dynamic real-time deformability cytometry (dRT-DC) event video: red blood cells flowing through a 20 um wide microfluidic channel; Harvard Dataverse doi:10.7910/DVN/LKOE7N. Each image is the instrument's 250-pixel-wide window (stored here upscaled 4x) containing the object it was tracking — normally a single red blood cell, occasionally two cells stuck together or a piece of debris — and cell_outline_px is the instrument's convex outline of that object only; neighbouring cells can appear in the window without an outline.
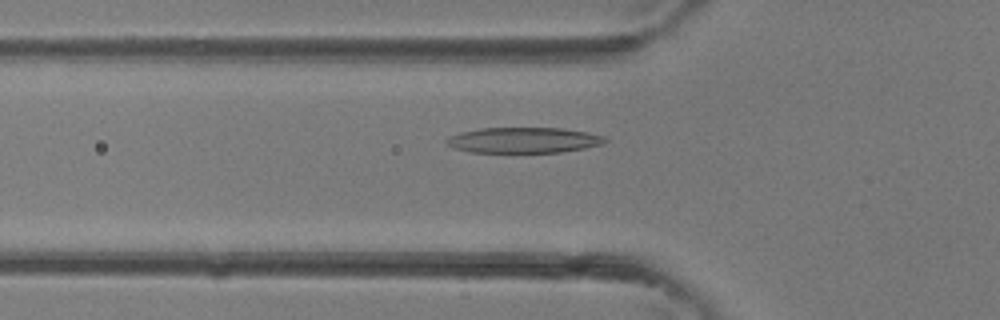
{"species": "common noctule bat (a hibernating species)", "species_latin": "Nyctalus noctula", "temperature_condition": "room temperature", "stored_images_in_passage": 36, "camera_frame_rate_fps": 3000, "um_per_image_px": 0.085, "animal": {"sex": "female"}, "frame": {"image": 1, "passage_image": 11, "time_ms": 3.333, "image_size_px": [1000, 320], "cell_outline_px": [[608, 140], [604, 144], [584, 148], [560, 152], [472, 152], [452, 148], [444, 140], [448, 136], [460, 132], [480, 128], [564, 128], [588, 132], [604, 136]], "centroid_in_image_um": [44.5, 11.91], "position_along_channel_um": 81.3, "area_um2": 23.76}}
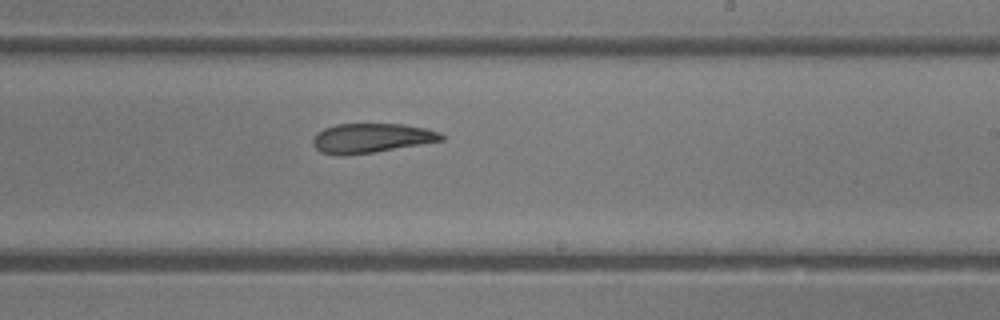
{"frame": {"image": 2, "passage_image": 21, "time_ms": 6.667, "image_size_px": [1000, 320], "cell_outline_px": [[444, 140], [372, 152], [344, 156], [340, 156], [320, 152], [312, 144], [312, 140], [316, 132], [324, 128], [336, 124], [404, 124], [424, 128], [440, 132], [444, 136]], "centroid_in_image_um": [31.51, 11.73], "position_along_channel_um": 257.5, "area_um2": 22.02}}
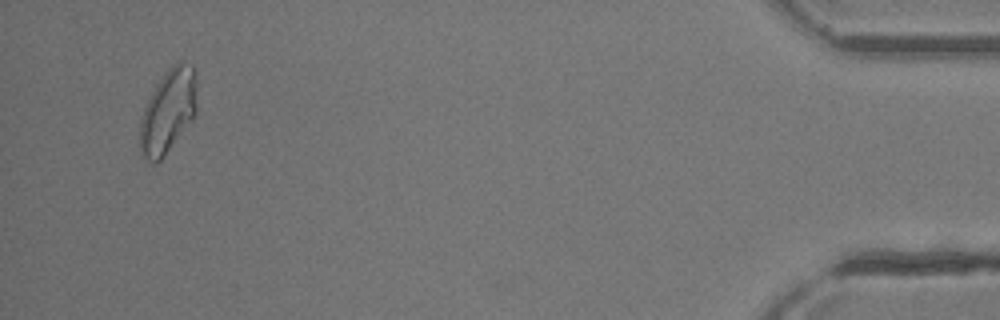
{"frame": {"image": 3, "passage_image": 35, "time_ms": 11.333, "image_size_px": [1000, 320], "cell_outline_px": [[196, 112], [192, 120], [164, 156], [156, 164], [152, 164], [140, 152], [140, 116], [156, 84], [164, 72], [172, 64], [180, 60], [184, 60], [192, 64], [196, 68]], "centroid_in_image_um": [14.3, 9.4], "position_along_channel_um": 420.9, "area_um2": 28.15}}